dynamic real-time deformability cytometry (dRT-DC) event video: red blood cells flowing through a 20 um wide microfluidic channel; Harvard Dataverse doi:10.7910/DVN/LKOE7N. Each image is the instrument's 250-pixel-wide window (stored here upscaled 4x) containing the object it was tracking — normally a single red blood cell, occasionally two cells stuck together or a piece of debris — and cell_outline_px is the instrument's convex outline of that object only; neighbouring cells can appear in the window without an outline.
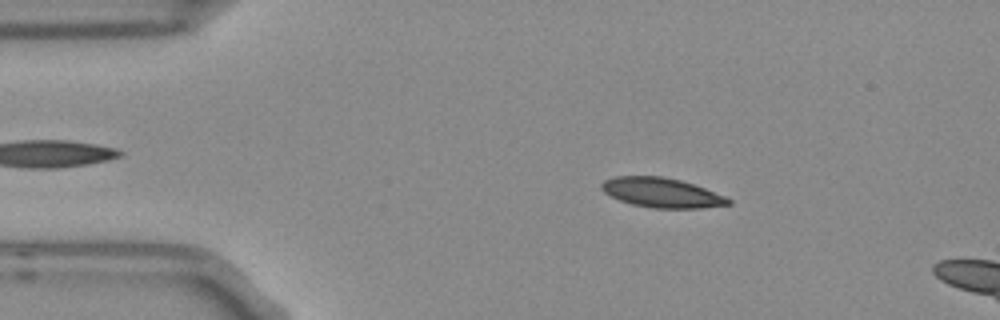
{"species": "Egyptian fruit bat (a non-hibernating species)", "species_latin": "Rousettus aegyptiacus", "temperature_condition": "room temperature", "stored_images_in_passage": 4, "camera_frame_rate_fps": 3000, "um_per_image_px": 0.085, "frame": {"image": 1, "passage_image": 2, "time_ms": 0.333, "image_size_px": [1000, 320], "cell_outline_px": [[732, 204], [700, 208], [652, 208], [632, 204], [620, 200], [604, 192], [600, 188], [600, 184], [604, 180], [616, 176], [664, 176], [680, 180], [728, 196], [732, 200]], "centroid_in_image_um": [56.27, 16.38], "position_along_channel_um": 28.7, "area_um2": 21.96}}